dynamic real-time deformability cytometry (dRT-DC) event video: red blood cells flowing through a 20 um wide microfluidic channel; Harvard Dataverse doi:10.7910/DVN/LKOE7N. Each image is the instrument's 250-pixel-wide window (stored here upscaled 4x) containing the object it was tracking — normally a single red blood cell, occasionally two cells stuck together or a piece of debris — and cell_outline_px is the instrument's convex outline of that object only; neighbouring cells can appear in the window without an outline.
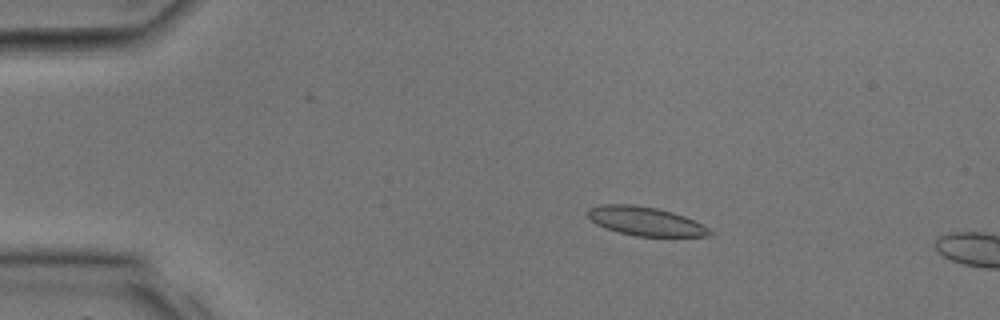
{"species": "common noctule bat (a hibernating species)", "species_latin": "Nyctalus noctula", "temperature_condition": "room temperature", "stored_images_in_passage": 8, "camera_frame_rate_fps": 3000, "um_per_image_px": 0.085, "animal": {"sex": "male", "body_mass_g": 17.9, "forearm_length_mm": 54.2}, "frame": {"image": 1, "passage_image": 6, "time_ms": 1.667, "image_size_px": [1000, 320], "cell_outline_px": [[712, 232], [708, 236], [636, 236], [620, 232], [596, 224], [584, 212], [588, 208], [600, 204], [632, 204], [656, 208], [672, 212], [684, 216], [708, 228]], "centroid_in_image_um": [54.8, 18.79], "position_along_channel_um": 30.2, "area_um2": 20.23}}